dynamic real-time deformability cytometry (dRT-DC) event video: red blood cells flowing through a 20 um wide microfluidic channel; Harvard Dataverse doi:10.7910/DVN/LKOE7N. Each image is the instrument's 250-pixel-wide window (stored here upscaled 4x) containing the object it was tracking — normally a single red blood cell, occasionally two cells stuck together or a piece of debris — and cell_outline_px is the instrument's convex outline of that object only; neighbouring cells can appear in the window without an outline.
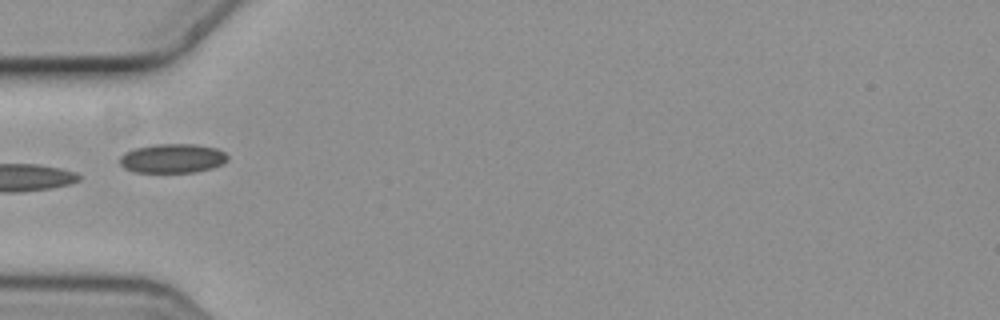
{"species": "common noctule bat (a hibernating species)", "species_latin": "Nyctalus noctula", "temperature_condition": "cold", "stored_images_in_passage": 5, "camera_frame_rate_fps": 3000, "um_per_image_px": 0.085, "animal": {"sex": "female", "body_mass_g": 19.3, "forearm_length_mm": 54.1}, "frame": {"image": 1, "passage_image": 5, "time_ms": 1.333, "image_size_px": [1000, 320], "cell_outline_px": [[228, 160], [224, 164], [212, 168], [196, 172], [136, 172], [124, 168], [120, 164], [120, 156], [124, 152], [132, 148], [156, 144], [196, 144], [216, 148], [224, 152], [228, 156]], "centroid_in_image_um": [14.67, 13.46], "position_along_channel_um": 70.3, "area_um2": 18.55}}